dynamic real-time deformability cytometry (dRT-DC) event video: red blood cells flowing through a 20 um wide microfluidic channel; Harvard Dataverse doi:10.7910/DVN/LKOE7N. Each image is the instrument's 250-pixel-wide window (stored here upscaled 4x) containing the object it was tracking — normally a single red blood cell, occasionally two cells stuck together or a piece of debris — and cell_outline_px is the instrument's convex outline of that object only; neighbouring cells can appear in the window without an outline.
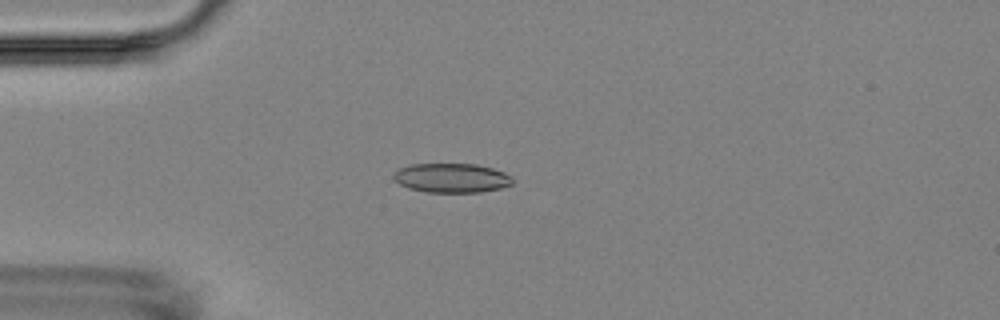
{"species": "Egyptian fruit bat (a non-hibernating species)", "species_latin": "Rousettus aegyptiacus", "temperature_condition": "room temperature", "stored_images_in_passage": 10, "camera_frame_rate_fps": 3000, "um_per_image_px": 0.085, "animal": {"sex": "female"}, "frame": {"image": 1, "passage_image": 4, "time_ms": 4.333, "image_size_px": [1000, 320], "cell_outline_px": [[512, 184], [500, 188], [480, 192], [428, 192], [408, 188], [392, 180], [392, 176], [400, 168], [412, 164], [476, 164], [492, 168], [504, 172], [512, 176]], "centroid_in_image_um": [38.38, 15.12], "position_along_channel_um": 46.6, "area_um2": 20.29}}
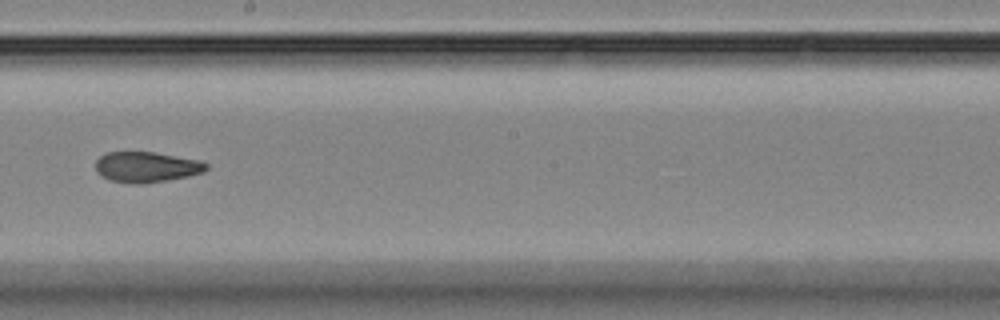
{"frame": {"image": 2, "passage_image": 9, "time_ms": 10.0, "image_size_px": [1000, 320], "cell_outline_px": [[208, 168], [204, 172], [188, 176], [144, 184], [128, 184], [108, 180], [100, 176], [96, 172], [96, 160], [104, 152], [152, 152], [200, 160], [208, 164]], "centroid_in_image_um": [12.41, 14.21], "position_along_channel_um": 235.8, "area_um2": 19.94}}
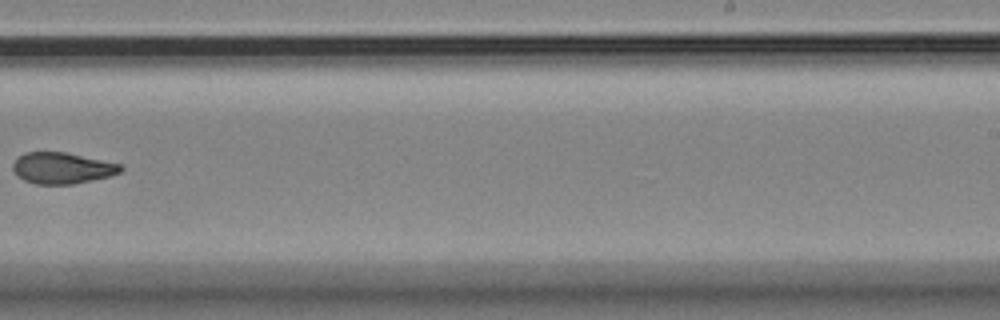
{"frame": {"image": 3, "passage_image": 10, "time_ms": 11.333, "image_size_px": [1000, 320], "cell_outline_px": [[124, 168], [120, 172], [112, 176], [72, 184], [36, 184], [24, 180], [16, 176], [12, 168], [12, 164], [16, 156], [24, 152], [68, 152], [120, 164]], "centroid_in_image_um": [5.25, 14.28], "position_along_channel_um": 283.8, "area_um2": 19.88}}